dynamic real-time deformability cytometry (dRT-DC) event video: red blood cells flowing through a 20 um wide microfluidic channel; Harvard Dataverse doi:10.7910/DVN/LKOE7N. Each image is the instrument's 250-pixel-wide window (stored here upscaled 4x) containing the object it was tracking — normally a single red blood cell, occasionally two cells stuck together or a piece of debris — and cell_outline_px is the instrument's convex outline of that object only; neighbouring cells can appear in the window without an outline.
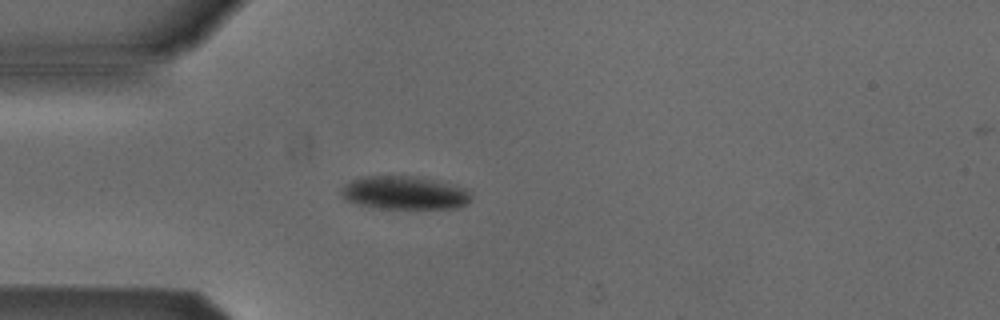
{"species": "Egyptian fruit bat (a non-hibernating species)", "species_latin": "Rousettus aegyptiacus", "temperature_condition": "cold", "stored_images_in_passage": 3, "camera_frame_rate_fps": 3000, "um_per_image_px": 0.085, "animal": {"sex": "male"}, "frame": {"image": 1, "passage_image": 3, "time_ms": 2.667, "image_size_px": [1000, 320], "cell_outline_px": [[472, 200], [468, 204], [460, 208], [380, 208], [360, 204], [344, 200], [340, 196], [340, 192], [344, 184], [352, 180], [364, 176], [412, 176], [432, 180], [464, 188], [472, 196]], "centroid_in_image_um": [34.36, 16.4], "position_along_channel_um": 50.6, "area_um2": 25.03}}